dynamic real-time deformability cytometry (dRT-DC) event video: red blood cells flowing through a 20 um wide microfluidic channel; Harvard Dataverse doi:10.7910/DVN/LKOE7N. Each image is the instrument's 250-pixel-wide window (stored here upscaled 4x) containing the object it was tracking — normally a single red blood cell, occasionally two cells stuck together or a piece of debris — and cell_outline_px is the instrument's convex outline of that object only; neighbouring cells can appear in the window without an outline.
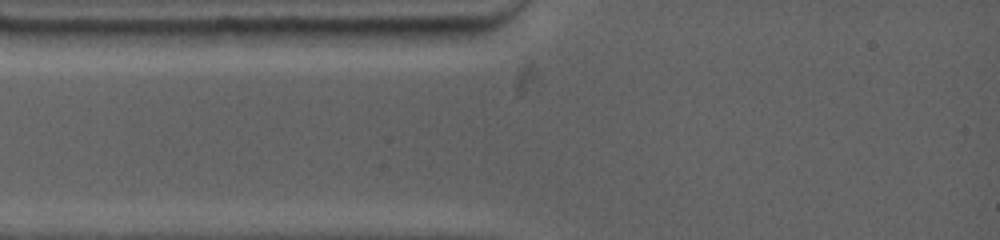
{"species": "common noctule bat (a hibernating species)", "species_latin": "Nyctalus noctula", "temperature_condition": "warm", "stored_images_in_passage": 3, "camera_frame_rate_fps": 4500, "um_per_image_px": 0.085, "animal": {"sex": "female", "body_mass_g": 19.0, "forearm_length_mm": 53.3}, "frame": {"image": 1, "passage_image": 1, "time_ms": 0.0, "image_size_px": [1000, 240], "cell_outline_px": [[472, 28], [456, 36], [436, 44], [352, 44], [344, 32], [344, 28]], "centroid_in_image_um": [34.12, 3.01], "position_along_channel_um": 50.9, "area_um2": 12.48}}